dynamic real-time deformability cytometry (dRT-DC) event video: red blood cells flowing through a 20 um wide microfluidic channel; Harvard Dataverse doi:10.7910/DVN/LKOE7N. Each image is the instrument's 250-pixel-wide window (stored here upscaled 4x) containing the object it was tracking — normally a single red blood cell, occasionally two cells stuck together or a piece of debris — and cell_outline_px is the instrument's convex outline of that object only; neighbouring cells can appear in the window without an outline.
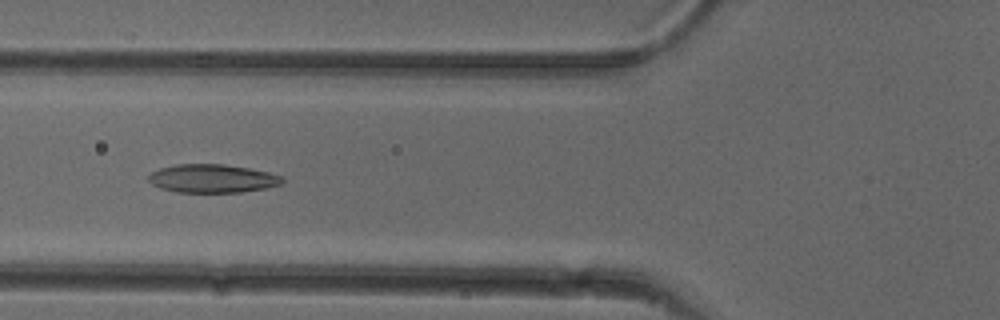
{"species": "common noctule bat (a hibernating species)", "species_latin": "Nyctalus noctula", "temperature_condition": "cold", "stored_images_in_passage": 52, "camera_frame_rate_fps": 3000, "um_per_image_px": 0.085, "animal": {"sex": "female"}, "frame": {"image": 1, "passage_image": 19, "time_ms": 6.0, "image_size_px": [1000, 320], "cell_outline_px": [[284, 180], [280, 184], [264, 188], [240, 192], [176, 192], [160, 188], [152, 184], [148, 180], [148, 176], [152, 172], [160, 168], [176, 164], [224, 164], [248, 168], [268, 172], [280, 176]], "centroid_in_image_um": [18.0, 15.17], "position_along_channel_um": 107.8, "area_um2": 21.96}}
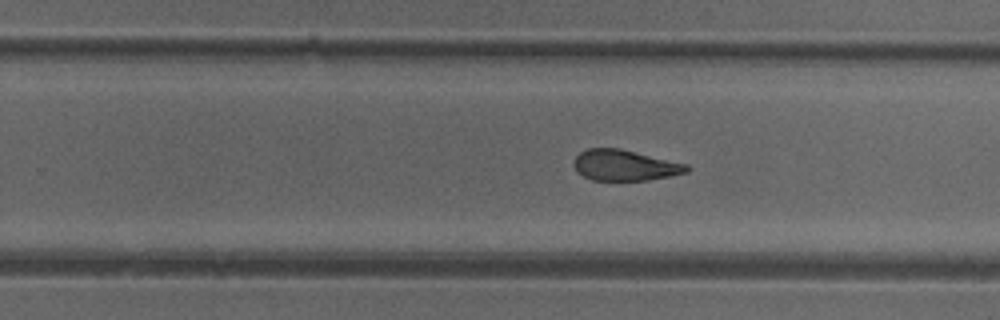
{"frame": {"image": 2, "passage_image": 32, "time_ms": 10.333, "image_size_px": [1000, 320], "cell_outline_px": [[692, 168], [688, 172], [672, 176], [648, 180], [592, 180], [576, 172], [572, 164], [576, 156], [580, 152], [588, 148], [620, 148], [688, 164]], "centroid_in_image_um": [53.12, 14.05], "position_along_channel_um": 276.7, "area_um2": 20.52}}
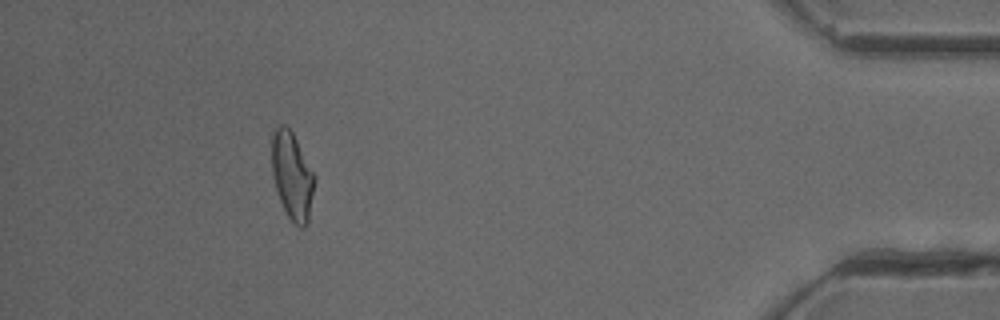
{"frame": {"image": 3, "passage_image": 47, "time_ms": 15.333, "image_size_px": [1000, 320], "cell_outline_px": [[316, 180], [308, 224], [304, 228], [300, 228], [284, 212], [272, 176], [272, 132], [280, 124], [284, 124], [292, 132], [316, 176]], "centroid_in_image_um": [24.85, 14.97], "position_along_channel_um": 410.4, "area_um2": 21.96}, "authors_computed_cell_mechanics": {"area_um2": 21.9929, "velocity_mm_per_s": 3.8933, "shape_relaxation_time_tau1_ms": 6.6775, "shape_relaxation_time_tau2_ms": 2.4164, "deformation_change_tau1": 0.1782, "deformation_change_tau2": 0.095}}